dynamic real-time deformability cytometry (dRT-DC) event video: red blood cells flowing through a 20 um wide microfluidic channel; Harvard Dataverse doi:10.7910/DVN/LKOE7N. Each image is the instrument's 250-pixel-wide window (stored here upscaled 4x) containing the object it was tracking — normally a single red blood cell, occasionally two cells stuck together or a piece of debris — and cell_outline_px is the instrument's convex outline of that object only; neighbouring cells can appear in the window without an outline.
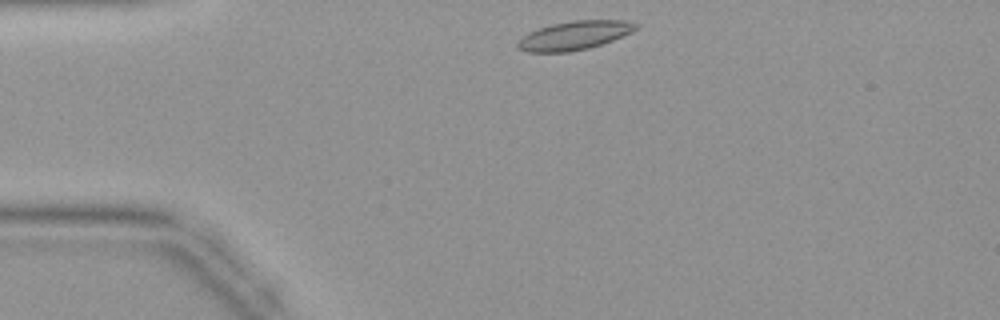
{"species": "common noctule bat (a hibernating species)", "species_latin": "Nyctalus noctula", "temperature_condition": "warm", "stored_images_in_passage": 35, "camera_frame_rate_fps": 3000, "um_per_image_px": 0.085, "animal": {"sex": "female", "body_mass_g": 19.9}, "frame": {"image": 1, "passage_image": 1, "time_ms": 0.0, "image_size_px": [1000, 320], "cell_outline_px": [[640, 28], [632, 32], [612, 40], [588, 48], [568, 52], [528, 52], [516, 48], [516, 44], [528, 32], [552, 24], [572, 20], [624, 20], [640, 24]], "centroid_in_image_um": [48.85, 3.0], "position_along_channel_um": 36.2, "area_um2": 19.77}}
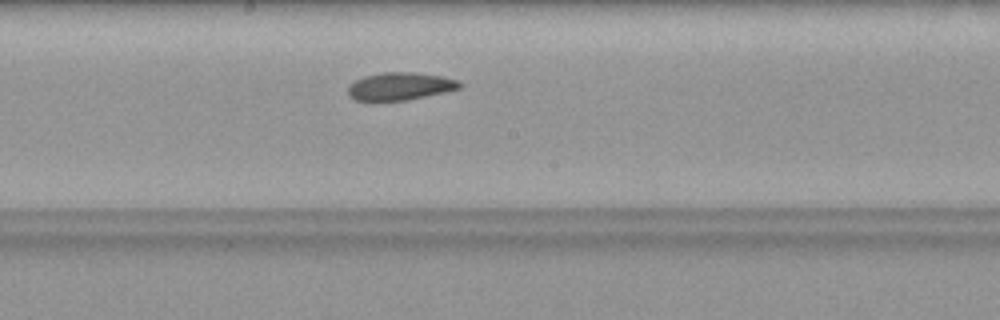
{"frame": {"image": 2, "passage_image": 15, "time_ms": 4.667, "image_size_px": [1000, 320], "cell_outline_px": [[464, 84], [460, 88], [444, 92], [404, 100], [356, 100], [348, 96], [348, 88], [356, 80], [364, 76], [384, 72], [416, 72], [440, 76], [460, 80]], "centroid_in_image_um": [34.04, 7.32], "position_along_channel_um": 214.2, "area_um2": 17.8}}
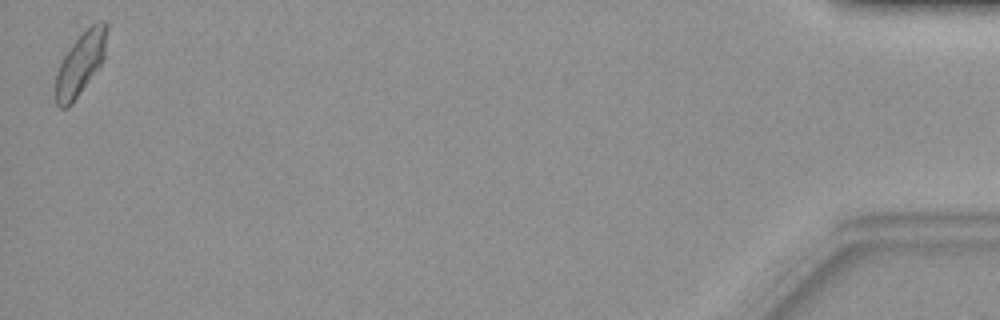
{"frame": {"image": 3, "passage_image": 35, "time_ms": 11.333, "image_size_px": [1000, 320], "cell_outline_px": [[108, 28], [104, 60], [72, 104], [68, 108], [60, 108], [56, 104], [56, 72], [64, 56], [72, 44], [96, 20], [104, 20], [108, 24]], "centroid_in_image_um": [6.87, 5.39], "position_along_channel_um": 428.3, "area_um2": 18.67}}